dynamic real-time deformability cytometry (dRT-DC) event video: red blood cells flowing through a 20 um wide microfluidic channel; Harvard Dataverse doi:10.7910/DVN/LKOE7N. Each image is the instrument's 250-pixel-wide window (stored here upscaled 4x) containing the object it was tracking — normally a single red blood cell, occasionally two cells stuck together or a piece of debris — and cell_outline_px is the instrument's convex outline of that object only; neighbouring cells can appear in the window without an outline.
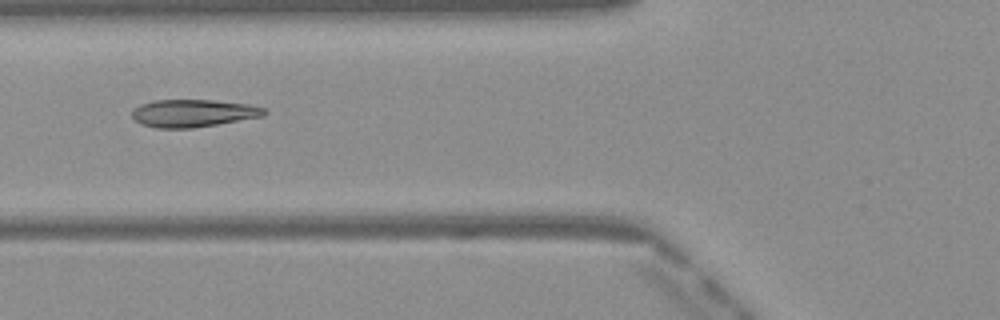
{"species": "Egyptian fruit bat (a non-hibernating species)", "species_latin": "Rousettus aegyptiacus", "temperature_condition": "warm", "stored_images_in_passage": 37, "camera_frame_rate_fps": 3000, "um_per_image_px": 0.085, "frame": {"image": 1, "passage_image": 7, "time_ms": 2.0, "image_size_px": [1000, 320], "cell_outline_px": [[268, 112], [264, 116], [192, 128], [156, 128], [140, 124], [132, 116], [132, 108], [140, 104], [156, 100], [212, 100], [248, 104], [264, 108]], "centroid_in_image_um": [16.39, 9.62], "position_along_channel_um": 109.4, "area_um2": 21.21}}
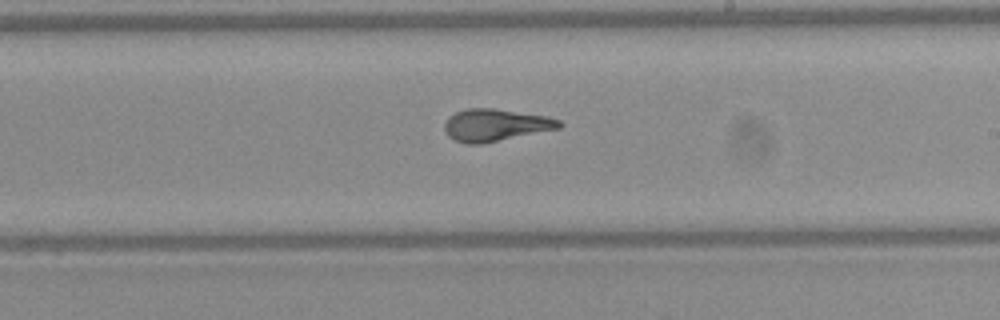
{"frame": {"image": 2, "passage_image": 17, "time_ms": 5.333, "image_size_px": [1000, 320], "cell_outline_px": [[564, 124], [560, 128], [480, 144], [464, 144], [452, 140], [448, 136], [444, 128], [444, 124], [448, 116], [456, 112], [468, 108], [492, 108], [548, 116], [560, 120]], "centroid_in_image_um": [42.09, 10.63], "position_along_channel_um": 246.9, "area_um2": 21.62}}
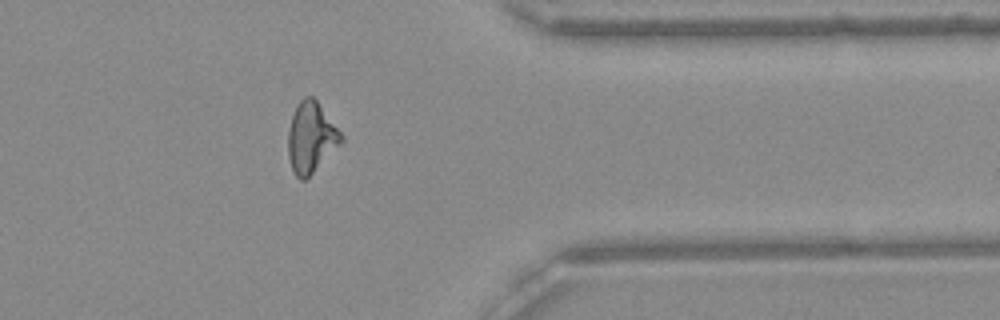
{"frame": {"image": 3, "passage_image": 28, "time_ms": 9.0, "image_size_px": [1000, 320], "cell_outline_px": [[344, 140], [304, 180], [300, 180], [292, 172], [288, 156], [288, 132], [292, 116], [296, 104], [304, 96], [312, 96], [316, 100], [344, 136]], "centroid_in_image_um": [26.42, 11.67], "position_along_channel_um": 385.0, "area_um2": 21.56}, "authors_computed_cell_mechanics": {"area_um2": 21.2704, "velocity_mm_per_s": 4.1106, "shape_relaxation_time_tau1_ms": 6.0138, "shape_relaxation_time_tau2_ms": 1.0652, "deformation_change_tau1": 0.2306, "deformation_change_tau2": 0.0685}}